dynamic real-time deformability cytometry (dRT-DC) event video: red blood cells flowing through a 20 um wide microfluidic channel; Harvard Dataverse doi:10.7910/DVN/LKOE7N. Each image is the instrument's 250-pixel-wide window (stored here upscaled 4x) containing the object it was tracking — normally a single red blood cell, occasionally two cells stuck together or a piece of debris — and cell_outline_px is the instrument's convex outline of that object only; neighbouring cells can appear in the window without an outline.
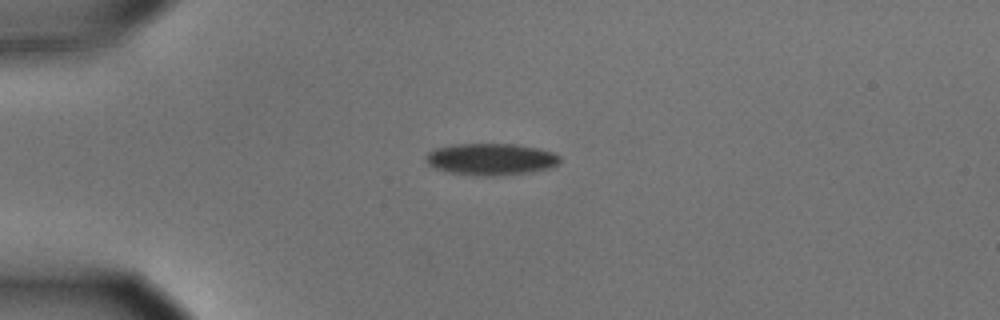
{"species": "common noctule bat (a hibernating species)", "species_latin": "Nyctalus noctula", "temperature_condition": "cold", "stored_images_in_passage": 43, "camera_frame_rate_fps": 3000, "um_per_image_px": 0.085, "animal": {"sex": "male", "body_mass_g": 15.6}, "frame": {"image": 1, "passage_image": 1, "time_ms": 0.0, "image_size_px": [1000, 320], "cell_outline_px": [[560, 164], [552, 168], [532, 172], [500, 176], [472, 176], [444, 172], [432, 168], [424, 160], [424, 156], [432, 148], [452, 144], [516, 144], [540, 148], [552, 152], [560, 156]], "centroid_in_image_um": [41.69, 13.55], "position_along_channel_um": 43.3, "area_um2": 25.72}}
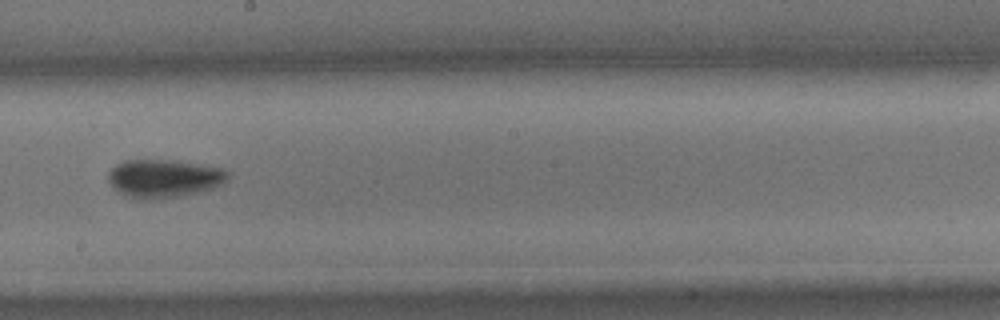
{"frame": {"image": 2, "passage_image": 19, "time_ms": 6.0, "image_size_px": [1000, 320], "cell_outline_px": [[228, 180], [212, 188], [200, 192], [180, 196], [148, 200], [140, 200], [128, 196], [120, 192], [108, 180], [108, 172], [116, 164], [124, 160], [172, 160], [200, 164], [220, 168], [228, 172]], "centroid_in_image_um": [13.93, 15.16], "position_along_channel_um": 234.3, "area_um2": 26.47}}
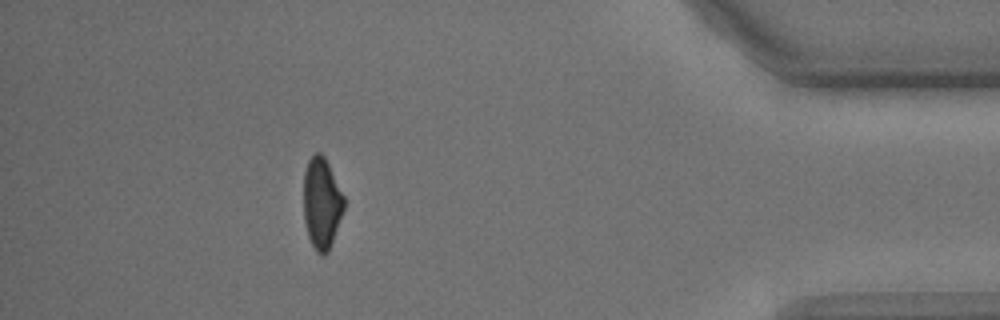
{"frame": {"image": 3, "passage_image": 37, "time_ms": 12.0, "image_size_px": [1000, 320], "cell_outline_px": [[344, 208], [328, 252], [320, 256], [316, 252], [308, 236], [304, 220], [304, 172], [308, 160], [316, 152], [320, 152], [324, 156], [344, 196]], "centroid_in_image_um": [27.33, 17.27], "position_along_channel_um": 407.9, "area_um2": 21.21}, "authors_computed_cell_mechanics": {"area_um2": 25.0274, "velocity_mm_per_s": 3.6269, "shape_relaxation_time_tau1_ms": 3.1437, "shape_relaxation_time_tau2_ms": null, "deformation_change_tau1": 0.1292, "deformation_change_tau2": null}}